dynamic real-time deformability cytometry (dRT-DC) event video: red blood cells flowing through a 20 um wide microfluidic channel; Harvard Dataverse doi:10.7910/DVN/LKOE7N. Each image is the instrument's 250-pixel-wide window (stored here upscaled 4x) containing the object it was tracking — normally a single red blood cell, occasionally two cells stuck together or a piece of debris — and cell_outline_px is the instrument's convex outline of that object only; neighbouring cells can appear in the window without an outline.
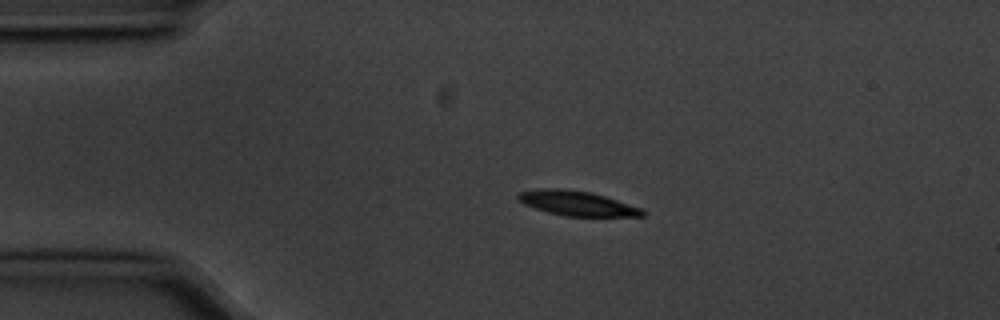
{"species": "common noctule bat (a hibernating species)", "species_latin": "Nyctalus noctula", "temperature_condition": "cold", "stored_images_in_passage": 3, "camera_frame_rate_fps": 3000, "um_per_image_px": 0.085, "animal": {"sex": "male", "body_mass_g": 20.1, "forearm_length_mm": 53.5}, "frame": {"image": 1, "passage_image": 2, "time_ms": 0.333, "image_size_px": [1000, 320], "cell_outline_px": [[644, 216], [564, 216], [548, 212], [524, 204], [516, 196], [520, 192], [544, 188], [560, 188], [592, 192], [644, 208]], "centroid_in_image_um": [49.09, 17.28], "position_along_channel_um": 35.9, "area_um2": 17.86}}